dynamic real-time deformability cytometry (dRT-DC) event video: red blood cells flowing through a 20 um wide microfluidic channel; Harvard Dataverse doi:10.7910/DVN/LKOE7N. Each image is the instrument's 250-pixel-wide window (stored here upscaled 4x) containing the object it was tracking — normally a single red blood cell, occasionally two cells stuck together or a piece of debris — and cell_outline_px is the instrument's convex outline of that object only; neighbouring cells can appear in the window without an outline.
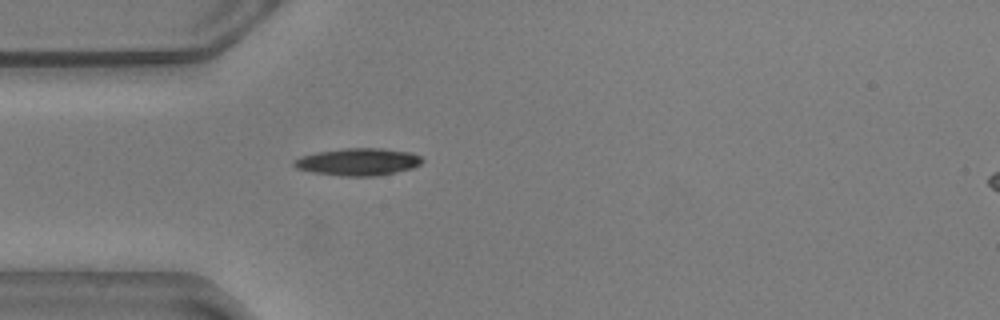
{"species": "common noctule bat (a hibernating species)", "species_latin": "Nyctalus noctula", "temperature_condition": "warm", "stored_images_in_passage": 25, "camera_frame_rate_fps": 3000, "um_per_image_px": 0.085, "animal": {"sex": "male", "body_mass_g": 20.5, "forearm_length_mm": 52.5}, "frame": {"image": 1, "passage_image": 1, "time_ms": 0.0, "image_size_px": [1000, 320], "cell_outline_px": [[424, 160], [420, 164], [412, 168], [396, 172], [376, 176], [344, 176], [312, 172], [296, 168], [292, 164], [292, 160], [300, 156], [316, 152], [344, 148], [384, 148], [412, 152], [420, 156]], "centroid_in_image_um": [30.43, 13.75], "position_along_channel_um": 54.6, "area_um2": 20.58}}
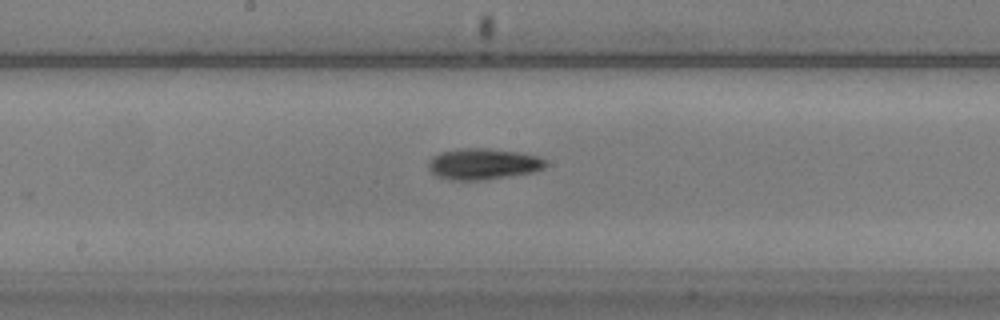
{"frame": {"image": 2, "passage_image": 14, "time_ms": 4.333, "image_size_px": [1000, 320], "cell_outline_px": [[548, 164], [544, 168], [532, 172], [484, 180], [448, 180], [436, 176], [428, 168], [428, 160], [432, 156], [440, 152], [460, 148], [488, 148], [520, 152], [540, 156]], "centroid_in_image_um": [41.04, 13.93], "position_along_channel_um": 207.2, "area_um2": 21.5}}